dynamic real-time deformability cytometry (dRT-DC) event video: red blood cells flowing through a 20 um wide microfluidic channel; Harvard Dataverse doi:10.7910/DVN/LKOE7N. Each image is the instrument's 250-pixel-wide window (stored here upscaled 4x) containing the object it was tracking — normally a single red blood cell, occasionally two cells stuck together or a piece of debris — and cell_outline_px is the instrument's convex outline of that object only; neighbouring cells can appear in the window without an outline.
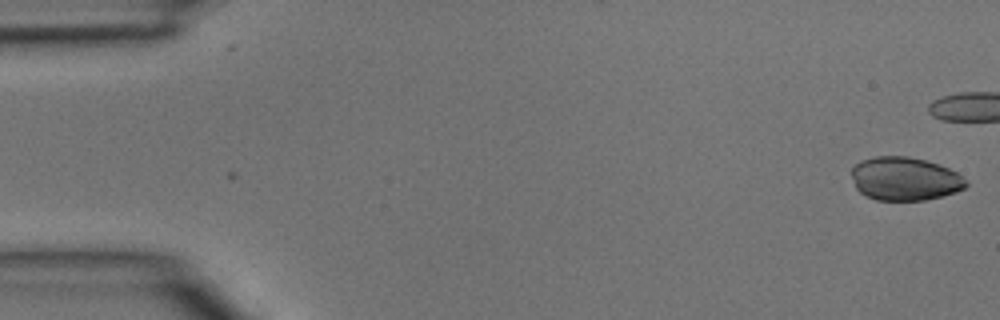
{"species": "common noctule bat (a hibernating species)", "species_latin": "Nyctalus noctula", "temperature_condition": "room temperature", "stored_images_in_passage": 2, "camera_frame_rate_fps": 3000, "um_per_image_px": 0.085, "animal": {"sex": "male", "body_mass_g": 15.6}, "frame": {"image": 1, "passage_image": 2, "time_ms": 0.333, "image_size_px": [1000, 320], "cell_outline_px": [[968, 184], [964, 188], [956, 192], [924, 200], [876, 200], [860, 192], [856, 188], [852, 176], [852, 168], [860, 160], [876, 156], [908, 156], [924, 160], [948, 168], [956, 172]], "centroid_in_image_um": [76.88, 15.19], "position_along_channel_um": 8.1, "area_um2": 28.67}}